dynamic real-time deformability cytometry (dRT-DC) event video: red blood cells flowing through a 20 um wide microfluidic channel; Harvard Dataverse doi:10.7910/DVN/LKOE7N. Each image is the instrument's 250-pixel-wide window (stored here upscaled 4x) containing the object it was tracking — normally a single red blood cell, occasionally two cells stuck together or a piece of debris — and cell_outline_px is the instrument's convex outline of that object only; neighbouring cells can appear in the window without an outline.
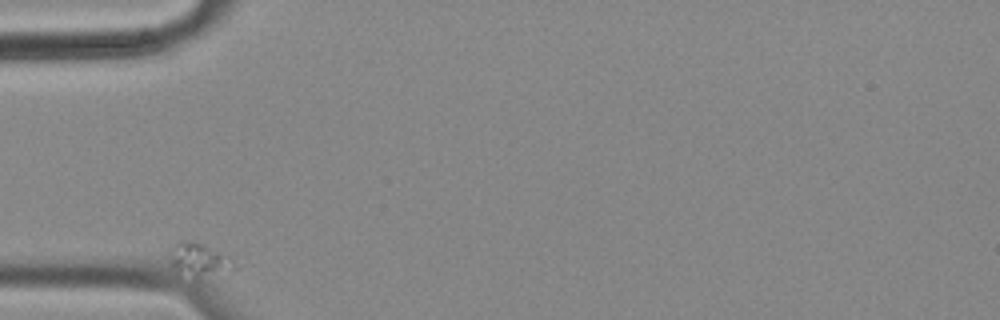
{"species": "common noctule bat (a hibernating species)", "species_latin": "Nyctalus noctula", "temperature_condition": "cold", "stored_images_in_passage": 37, "camera_frame_rate_fps": 3000, "um_per_image_px": 0.085, "animal": {"sex": "female", "body_mass_g": 18.4}, "frame": {"image": 1, "passage_image": 1, "time_ms": 0.0, "image_size_px": [1000, 320], "cell_outline_px": [[236, 268], [196, 280], [176, 276], [172, 264], [172, 260], [176, 244], [180, 240], [192, 240], [204, 244], [228, 256], [236, 264]], "centroid_in_image_um": [16.92, 22.15], "position_along_channel_um": 68.1, "area_um2": 12.72}}
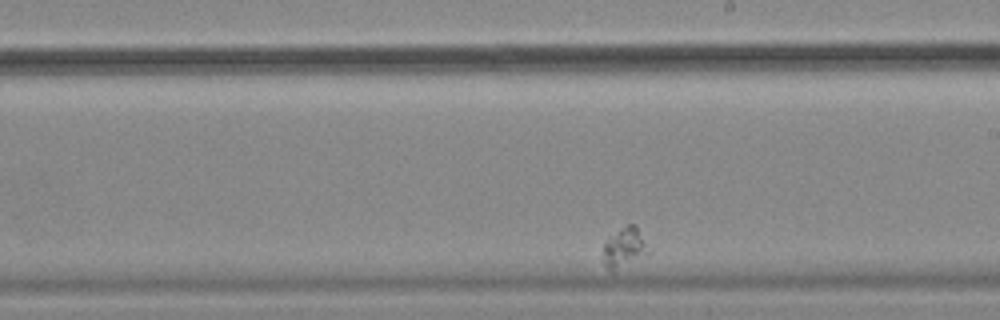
{"frame": {"image": 2, "passage_image": 22, "time_ms": 7.0, "image_size_px": [1000, 320], "cell_outline_px": [[652, 252], [616, 272], [608, 272], [604, 264], [604, 244], [620, 228], [628, 224], [636, 224], [652, 248]], "centroid_in_image_um": [53.16, 21.09], "position_along_channel_um": 235.8, "area_um2": 11.04}}
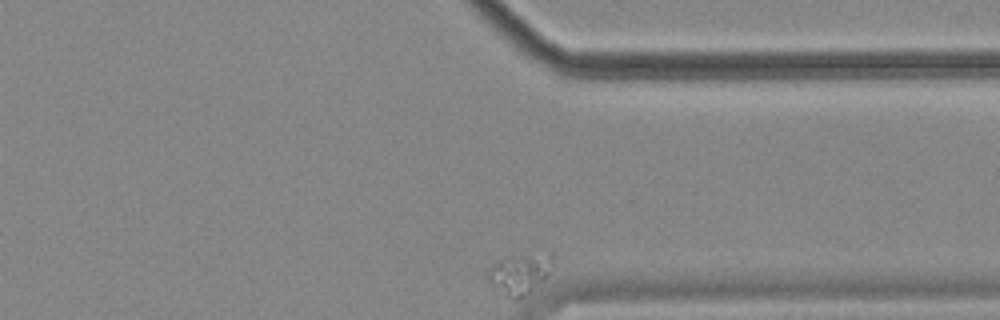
{"frame": {"image": 3, "passage_image": 37, "time_ms": 12.0, "image_size_px": [1000, 320], "cell_outline_px": [[552, 260], [548, 272], [532, 292], [520, 300], [516, 300], [508, 296], [492, 284], [488, 280], [488, 272], [492, 268], [500, 264], [524, 256], [552, 252]], "centroid_in_image_um": [44.25, 23.36], "position_along_channel_um": 367.1, "area_um2": 13.87}}